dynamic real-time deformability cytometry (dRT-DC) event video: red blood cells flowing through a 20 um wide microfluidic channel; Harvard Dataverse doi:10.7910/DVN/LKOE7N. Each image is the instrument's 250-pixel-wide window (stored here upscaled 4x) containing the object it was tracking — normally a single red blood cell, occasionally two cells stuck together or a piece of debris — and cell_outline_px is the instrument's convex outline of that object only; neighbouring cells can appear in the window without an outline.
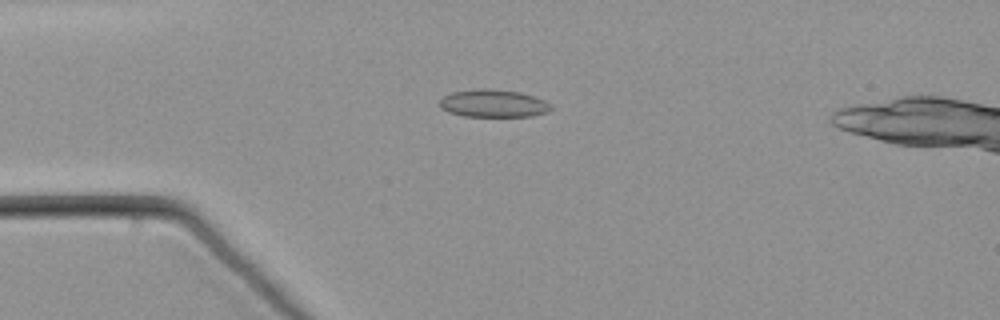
{"species": "common noctule bat (a hibernating species)", "species_latin": "Nyctalus noctula", "temperature_condition": "warm", "stored_images_in_passage": 42, "camera_frame_rate_fps": 3000, "um_per_image_px": 0.085, "animal": {"sex": "male", "body_mass_g": 21.5, "forearm_length_mm": 52.0}, "frame": {"image": 1, "passage_image": 1, "time_ms": 0.0, "image_size_px": [1000, 320], "cell_outline_px": [[552, 108], [548, 112], [532, 116], [464, 116], [448, 112], [440, 108], [440, 100], [444, 96], [452, 92], [476, 88], [484, 88], [520, 92], [544, 100], [552, 104]], "centroid_in_image_um": [41.93, 8.79], "position_along_channel_um": 43.1, "area_um2": 17.98}}
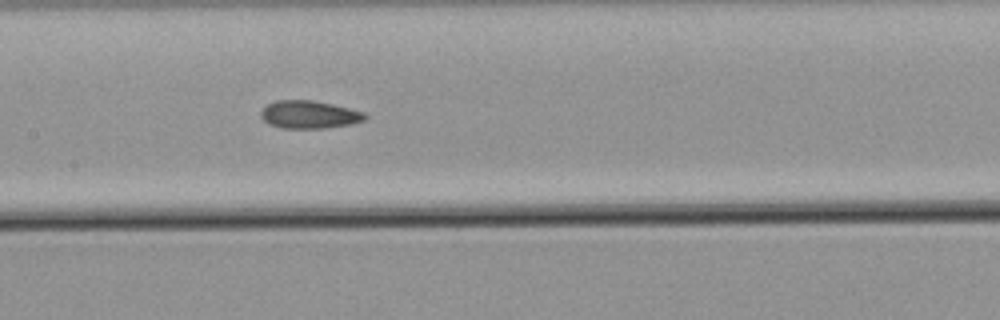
{"frame": {"image": 2, "passage_image": 14, "time_ms": 4.333, "image_size_px": [1000, 320], "cell_outline_px": [[368, 116], [364, 120], [352, 124], [324, 128], [280, 128], [268, 124], [260, 116], [260, 112], [268, 104], [276, 100], [312, 100], [332, 104], [364, 112]], "centroid_in_image_um": [26.27, 9.74], "position_along_channel_um": 181.1, "area_um2": 16.88}}
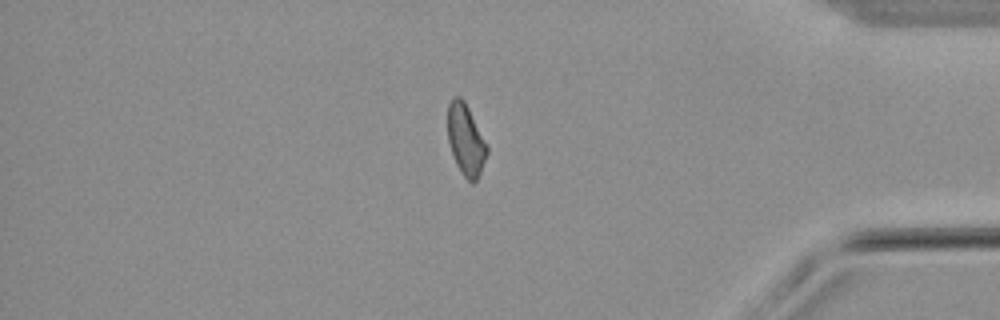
{"frame": {"image": 3, "passage_image": 34, "time_ms": 11.0, "image_size_px": [1000, 320], "cell_outline_px": [[488, 152], [480, 172], [476, 180], [472, 184], [460, 172], [456, 164], [448, 140], [448, 104], [452, 96], [460, 96], [464, 100], [488, 144]], "centroid_in_image_um": [39.6, 11.86], "position_along_channel_um": 395.6, "area_um2": 16.36}}